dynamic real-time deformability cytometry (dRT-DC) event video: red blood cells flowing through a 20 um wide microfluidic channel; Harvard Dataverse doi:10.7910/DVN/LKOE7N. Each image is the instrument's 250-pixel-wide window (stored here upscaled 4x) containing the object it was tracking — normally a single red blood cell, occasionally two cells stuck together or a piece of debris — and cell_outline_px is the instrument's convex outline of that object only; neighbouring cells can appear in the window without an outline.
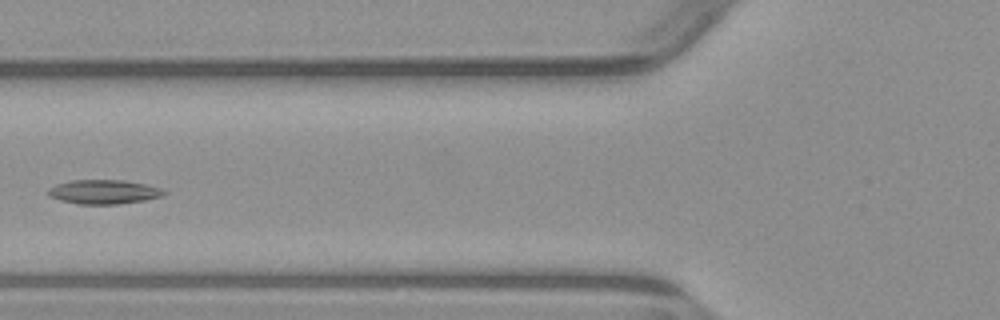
{"species": "common noctule bat (a hibernating species)", "species_latin": "Nyctalus noctula", "temperature_condition": "warm", "stored_images_in_passage": 5, "camera_frame_rate_fps": 3000, "um_per_image_px": 0.085, "animal": {"sex": "male", "body_mass_g": 23.1, "forearm_length_mm": 52.7}, "frame": {"image": 1, "passage_image": 4, "time_ms": 4.0, "image_size_px": [1000, 320], "cell_outline_px": [[168, 192], [164, 196], [144, 200], [120, 204], [80, 204], [60, 200], [48, 196], [48, 188], [56, 184], [72, 180], [124, 180], [148, 184], [164, 188]], "centroid_in_image_um": [8.88, 16.3], "position_along_channel_um": 116.9, "area_um2": 16.59}}
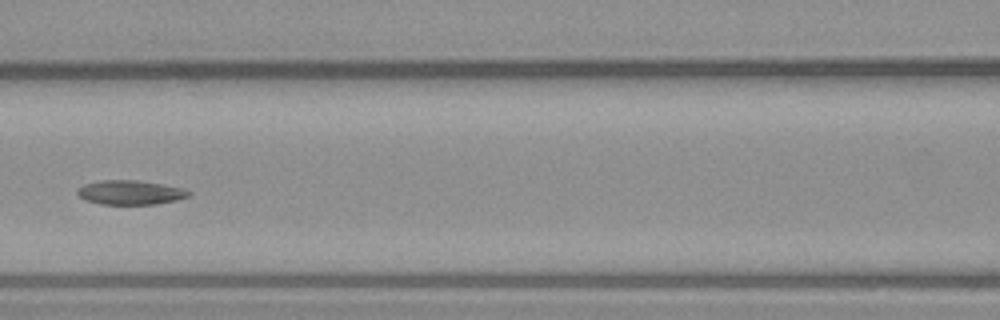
{"frame": {"image": 2, "passage_image": 5, "time_ms": 5.0, "image_size_px": [1000, 320], "cell_outline_px": [[192, 192], [188, 196], [176, 200], [156, 204], [100, 204], [84, 200], [76, 192], [76, 188], [84, 184], [100, 180], [136, 180], [164, 184], [180, 188]], "centroid_in_image_um": [11.03, 16.35], "position_along_channel_um": 155.6, "area_um2": 15.78}}